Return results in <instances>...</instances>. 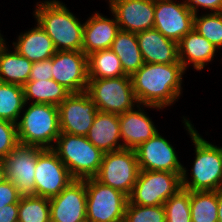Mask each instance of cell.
Here are the masks:
<instances>
[{
    "label": "cell",
    "mask_w": 222,
    "mask_h": 222,
    "mask_svg": "<svg viewBox=\"0 0 222 222\" xmlns=\"http://www.w3.org/2000/svg\"><path fill=\"white\" fill-rule=\"evenodd\" d=\"M180 62L144 65L131 76L133 91L139 104L160 108L171 106L181 95L182 75Z\"/></svg>",
    "instance_id": "6da1fadb"
},
{
    "label": "cell",
    "mask_w": 222,
    "mask_h": 222,
    "mask_svg": "<svg viewBox=\"0 0 222 222\" xmlns=\"http://www.w3.org/2000/svg\"><path fill=\"white\" fill-rule=\"evenodd\" d=\"M185 129L195 146L191 179H188L186 167L181 174V186L189 191H218L222 189V147L206 141L191 124L183 118Z\"/></svg>",
    "instance_id": "7a4b0ae2"
},
{
    "label": "cell",
    "mask_w": 222,
    "mask_h": 222,
    "mask_svg": "<svg viewBox=\"0 0 222 222\" xmlns=\"http://www.w3.org/2000/svg\"><path fill=\"white\" fill-rule=\"evenodd\" d=\"M34 11L36 22L52 39L56 51H82L84 23L65 4L46 0L37 3Z\"/></svg>",
    "instance_id": "3957f363"
},
{
    "label": "cell",
    "mask_w": 222,
    "mask_h": 222,
    "mask_svg": "<svg viewBox=\"0 0 222 222\" xmlns=\"http://www.w3.org/2000/svg\"><path fill=\"white\" fill-rule=\"evenodd\" d=\"M17 122L20 144L52 149L60 135L58 106L31 103Z\"/></svg>",
    "instance_id": "277c9868"
},
{
    "label": "cell",
    "mask_w": 222,
    "mask_h": 222,
    "mask_svg": "<svg viewBox=\"0 0 222 222\" xmlns=\"http://www.w3.org/2000/svg\"><path fill=\"white\" fill-rule=\"evenodd\" d=\"M77 180L94 178L100 169L104 153L86 136L61 133L52 148Z\"/></svg>",
    "instance_id": "5b68a950"
},
{
    "label": "cell",
    "mask_w": 222,
    "mask_h": 222,
    "mask_svg": "<svg viewBox=\"0 0 222 222\" xmlns=\"http://www.w3.org/2000/svg\"><path fill=\"white\" fill-rule=\"evenodd\" d=\"M86 92L100 112L123 114L139 103L135 97L131 76L89 80Z\"/></svg>",
    "instance_id": "8992f818"
},
{
    "label": "cell",
    "mask_w": 222,
    "mask_h": 222,
    "mask_svg": "<svg viewBox=\"0 0 222 222\" xmlns=\"http://www.w3.org/2000/svg\"><path fill=\"white\" fill-rule=\"evenodd\" d=\"M181 174L140 170L132 192L128 196V203L143 206L164 205L172 195L182 188Z\"/></svg>",
    "instance_id": "52a82bcc"
},
{
    "label": "cell",
    "mask_w": 222,
    "mask_h": 222,
    "mask_svg": "<svg viewBox=\"0 0 222 222\" xmlns=\"http://www.w3.org/2000/svg\"><path fill=\"white\" fill-rule=\"evenodd\" d=\"M86 217L92 222H118L124 219L128 196L95 177L86 179Z\"/></svg>",
    "instance_id": "ba28073f"
},
{
    "label": "cell",
    "mask_w": 222,
    "mask_h": 222,
    "mask_svg": "<svg viewBox=\"0 0 222 222\" xmlns=\"http://www.w3.org/2000/svg\"><path fill=\"white\" fill-rule=\"evenodd\" d=\"M140 172L136 151L120 149L104 153L98 174L95 178L105 185L129 196Z\"/></svg>",
    "instance_id": "9c48e42d"
},
{
    "label": "cell",
    "mask_w": 222,
    "mask_h": 222,
    "mask_svg": "<svg viewBox=\"0 0 222 222\" xmlns=\"http://www.w3.org/2000/svg\"><path fill=\"white\" fill-rule=\"evenodd\" d=\"M35 195L51 199L75 180L53 149H43L35 167Z\"/></svg>",
    "instance_id": "30bf717a"
},
{
    "label": "cell",
    "mask_w": 222,
    "mask_h": 222,
    "mask_svg": "<svg viewBox=\"0 0 222 222\" xmlns=\"http://www.w3.org/2000/svg\"><path fill=\"white\" fill-rule=\"evenodd\" d=\"M43 148L18 144L4 159L7 181L14 184L20 197L35 195V167Z\"/></svg>",
    "instance_id": "8fae6325"
},
{
    "label": "cell",
    "mask_w": 222,
    "mask_h": 222,
    "mask_svg": "<svg viewBox=\"0 0 222 222\" xmlns=\"http://www.w3.org/2000/svg\"><path fill=\"white\" fill-rule=\"evenodd\" d=\"M58 110L60 132L78 136L87 135L98 112L86 91L71 93Z\"/></svg>",
    "instance_id": "7c38bea8"
},
{
    "label": "cell",
    "mask_w": 222,
    "mask_h": 222,
    "mask_svg": "<svg viewBox=\"0 0 222 222\" xmlns=\"http://www.w3.org/2000/svg\"><path fill=\"white\" fill-rule=\"evenodd\" d=\"M155 0L154 28L177 43L194 29L195 14L183 1Z\"/></svg>",
    "instance_id": "4fadbf2b"
},
{
    "label": "cell",
    "mask_w": 222,
    "mask_h": 222,
    "mask_svg": "<svg viewBox=\"0 0 222 222\" xmlns=\"http://www.w3.org/2000/svg\"><path fill=\"white\" fill-rule=\"evenodd\" d=\"M52 79L70 93L85 92L88 87L87 55L82 51H56L52 57Z\"/></svg>",
    "instance_id": "5bb4252c"
},
{
    "label": "cell",
    "mask_w": 222,
    "mask_h": 222,
    "mask_svg": "<svg viewBox=\"0 0 222 222\" xmlns=\"http://www.w3.org/2000/svg\"><path fill=\"white\" fill-rule=\"evenodd\" d=\"M140 170L182 173L184 165L178 160L172 144L157 132L135 149Z\"/></svg>",
    "instance_id": "9a60e30c"
},
{
    "label": "cell",
    "mask_w": 222,
    "mask_h": 222,
    "mask_svg": "<svg viewBox=\"0 0 222 222\" xmlns=\"http://www.w3.org/2000/svg\"><path fill=\"white\" fill-rule=\"evenodd\" d=\"M50 222H79L86 217V179L73 180L57 196L49 199Z\"/></svg>",
    "instance_id": "2e32d148"
},
{
    "label": "cell",
    "mask_w": 222,
    "mask_h": 222,
    "mask_svg": "<svg viewBox=\"0 0 222 222\" xmlns=\"http://www.w3.org/2000/svg\"><path fill=\"white\" fill-rule=\"evenodd\" d=\"M109 8L122 31L137 34L154 28L155 0H109Z\"/></svg>",
    "instance_id": "e0dca14e"
},
{
    "label": "cell",
    "mask_w": 222,
    "mask_h": 222,
    "mask_svg": "<svg viewBox=\"0 0 222 222\" xmlns=\"http://www.w3.org/2000/svg\"><path fill=\"white\" fill-rule=\"evenodd\" d=\"M143 106L162 110L160 107L151 105L141 106V104H139L137 106L138 108L135 106L134 109L120 114L119 123L123 148L135 150L158 132L153 121L144 111L145 108H143ZM136 108L137 110H135Z\"/></svg>",
    "instance_id": "ac0fdd59"
},
{
    "label": "cell",
    "mask_w": 222,
    "mask_h": 222,
    "mask_svg": "<svg viewBox=\"0 0 222 222\" xmlns=\"http://www.w3.org/2000/svg\"><path fill=\"white\" fill-rule=\"evenodd\" d=\"M144 63L170 64L179 62L178 43L155 28L136 34Z\"/></svg>",
    "instance_id": "d6986e66"
},
{
    "label": "cell",
    "mask_w": 222,
    "mask_h": 222,
    "mask_svg": "<svg viewBox=\"0 0 222 222\" xmlns=\"http://www.w3.org/2000/svg\"><path fill=\"white\" fill-rule=\"evenodd\" d=\"M113 19L94 13L84 22L82 52L89 55L95 51L111 48L113 40L120 31L116 17Z\"/></svg>",
    "instance_id": "ffe728a7"
},
{
    "label": "cell",
    "mask_w": 222,
    "mask_h": 222,
    "mask_svg": "<svg viewBox=\"0 0 222 222\" xmlns=\"http://www.w3.org/2000/svg\"><path fill=\"white\" fill-rule=\"evenodd\" d=\"M86 138L103 153L123 149L119 115L98 111Z\"/></svg>",
    "instance_id": "44dd1931"
},
{
    "label": "cell",
    "mask_w": 222,
    "mask_h": 222,
    "mask_svg": "<svg viewBox=\"0 0 222 222\" xmlns=\"http://www.w3.org/2000/svg\"><path fill=\"white\" fill-rule=\"evenodd\" d=\"M178 51L179 62L184 69L187 70L188 64H193L198 71L203 70L207 63L214 60L217 48L193 29L178 42Z\"/></svg>",
    "instance_id": "7402d4cb"
},
{
    "label": "cell",
    "mask_w": 222,
    "mask_h": 222,
    "mask_svg": "<svg viewBox=\"0 0 222 222\" xmlns=\"http://www.w3.org/2000/svg\"><path fill=\"white\" fill-rule=\"evenodd\" d=\"M37 26L18 35L14 50L31 62L48 60L56 53L52 39L37 22Z\"/></svg>",
    "instance_id": "603a6c76"
},
{
    "label": "cell",
    "mask_w": 222,
    "mask_h": 222,
    "mask_svg": "<svg viewBox=\"0 0 222 222\" xmlns=\"http://www.w3.org/2000/svg\"><path fill=\"white\" fill-rule=\"evenodd\" d=\"M4 41L0 45V82L24 86L29 81L33 62L10 51Z\"/></svg>",
    "instance_id": "cb8c5ba5"
},
{
    "label": "cell",
    "mask_w": 222,
    "mask_h": 222,
    "mask_svg": "<svg viewBox=\"0 0 222 222\" xmlns=\"http://www.w3.org/2000/svg\"><path fill=\"white\" fill-rule=\"evenodd\" d=\"M110 49L117 55L124 73L128 76H132L144 65L135 33L120 30Z\"/></svg>",
    "instance_id": "d4e9b609"
},
{
    "label": "cell",
    "mask_w": 222,
    "mask_h": 222,
    "mask_svg": "<svg viewBox=\"0 0 222 222\" xmlns=\"http://www.w3.org/2000/svg\"><path fill=\"white\" fill-rule=\"evenodd\" d=\"M23 88L26 104L32 100V103L59 106L71 94L54 79L28 81Z\"/></svg>",
    "instance_id": "484cf974"
},
{
    "label": "cell",
    "mask_w": 222,
    "mask_h": 222,
    "mask_svg": "<svg viewBox=\"0 0 222 222\" xmlns=\"http://www.w3.org/2000/svg\"><path fill=\"white\" fill-rule=\"evenodd\" d=\"M89 80L110 79L125 76L121 62L111 50L95 51L87 55Z\"/></svg>",
    "instance_id": "4316f807"
},
{
    "label": "cell",
    "mask_w": 222,
    "mask_h": 222,
    "mask_svg": "<svg viewBox=\"0 0 222 222\" xmlns=\"http://www.w3.org/2000/svg\"><path fill=\"white\" fill-rule=\"evenodd\" d=\"M25 106L22 86L0 82V119L17 124Z\"/></svg>",
    "instance_id": "83f0119b"
},
{
    "label": "cell",
    "mask_w": 222,
    "mask_h": 222,
    "mask_svg": "<svg viewBox=\"0 0 222 222\" xmlns=\"http://www.w3.org/2000/svg\"><path fill=\"white\" fill-rule=\"evenodd\" d=\"M192 222H218V191H190Z\"/></svg>",
    "instance_id": "f1b7e54d"
},
{
    "label": "cell",
    "mask_w": 222,
    "mask_h": 222,
    "mask_svg": "<svg viewBox=\"0 0 222 222\" xmlns=\"http://www.w3.org/2000/svg\"><path fill=\"white\" fill-rule=\"evenodd\" d=\"M18 222H50V203L41 196L21 197L18 204Z\"/></svg>",
    "instance_id": "f546056e"
},
{
    "label": "cell",
    "mask_w": 222,
    "mask_h": 222,
    "mask_svg": "<svg viewBox=\"0 0 222 222\" xmlns=\"http://www.w3.org/2000/svg\"><path fill=\"white\" fill-rule=\"evenodd\" d=\"M194 16V29L217 49L222 48V12Z\"/></svg>",
    "instance_id": "4dcf8cb0"
},
{
    "label": "cell",
    "mask_w": 222,
    "mask_h": 222,
    "mask_svg": "<svg viewBox=\"0 0 222 222\" xmlns=\"http://www.w3.org/2000/svg\"><path fill=\"white\" fill-rule=\"evenodd\" d=\"M166 222H192L190 213V191L179 189L164 203Z\"/></svg>",
    "instance_id": "1f68e13d"
},
{
    "label": "cell",
    "mask_w": 222,
    "mask_h": 222,
    "mask_svg": "<svg viewBox=\"0 0 222 222\" xmlns=\"http://www.w3.org/2000/svg\"><path fill=\"white\" fill-rule=\"evenodd\" d=\"M125 222H166L164 205L143 206L127 203Z\"/></svg>",
    "instance_id": "d6a6232c"
},
{
    "label": "cell",
    "mask_w": 222,
    "mask_h": 222,
    "mask_svg": "<svg viewBox=\"0 0 222 222\" xmlns=\"http://www.w3.org/2000/svg\"><path fill=\"white\" fill-rule=\"evenodd\" d=\"M18 144L17 124L0 119V159L3 160Z\"/></svg>",
    "instance_id": "836d02e7"
},
{
    "label": "cell",
    "mask_w": 222,
    "mask_h": 222,
    "mask_svg": "<svg viewBox=\"0 0 222 222\" xmlns=\"http://www.w3.org/2000/svg\"><path fill=\"white\" fill-rule=\"evenodd\" d=\"M52 58L48 60L33 62L29 81L52 79Z\"/></svg>",
    "instance_id": "e575fe53"
},
{
    "label": "cell",
    "mask_w": 222,
    "mask_h": 222,
    "mask_svg": "<svg viewBox=\"0 0 222 222\" xmlns=\"http://www.w3.org/2000/svg\"><path fill=\"white\" fill-rule=\"evenodd\" d=\"M20 198L13 183L6 180L0 184V208L9 204H19Z\"/></svg>",
    "instance_id": "d590c367"
},
{
    "label": "cell",
    "mask_w": 222,
    "mask_h": 222,
    "mask_svg": "<svg viewBox=\"0 0 222 222\" xmlns=\"http://www.w3.org/2000/svg\"><path fill=\"white\" fill-rule=\"evenodd\" d=\"M186 5L197 14L199 7L210 10L212 13L222 12V0H185Z\"/></svg>",
    "instance_id": "8d00e7d4"
},
{
    "label": "cell",
    "mask_w": 222,
    "mask_h": 222,
    "mask_svg": "<svg viewBox=\"0 0 222 222\" xmlns=\"http://www.w3.org/2000/svg\"><path fill=\"white\" fill-rule=\"evenodd\" d=\"M18 204H9L0 208V222H17Z\"/></svg>",
    "instance_id": "74e56055"
},
{
    "label": "cell",
    "mask_w": 222,
    "mask_h": 222,
    "mask_svg": "<svg viewBox=\"0 0 222 222\" xmlns=\"http://www.w3.org/2000/svg\"><path fill=\"white\" fill-rule=\"evenodd\" d=\"M218 222H222V189L218 190Z\"/></svg>",
    "instance_id": "f35d334b"
},
{
    "label": "cell",
    "mask_w": 222,
    "mask_h": 222,
    "mask_svg": "<svg viewBox=\"0 0 222 222\" xmlns=\"http://www.w3.org/2000/svg\"><path fill=\"white\" fill-rule=\"evenodd\" d=\"M7 180L4 161L0 159V184Z\"/></svg>",
    "instance_id": "ab89813d"
},
{
    "label": "cell",
    "mask_w": 222,
    "mask_h": 222,
    "mask_svg": "<svg viewBox=\"0 0 222 222\" xmlns=\"http://www.w3.org/2000/svg\"><path fill=\"white\" fill-rule=\"evenodd\" d=\"M79 222H92L90 219H88L87 217H85L84 219L80 220Z\"/></svg>",
    "instance_id": "60d3db41"
},
{
    "label": "cell",
    "mask_w": 222,
    "mask_h": 222,
    "mask_svg": "<svg viewBox=\"0 0 222 222\" xmlns=\"http://www.w3.org/2000/svg\"><path fill=\"white\" fill-rule=\"evenodd\" d=\"M5 41V38H3L2 34L0 33V45Z\"/></svg>",
    "instance_id": "b9f144b4"
}]
</instances>
